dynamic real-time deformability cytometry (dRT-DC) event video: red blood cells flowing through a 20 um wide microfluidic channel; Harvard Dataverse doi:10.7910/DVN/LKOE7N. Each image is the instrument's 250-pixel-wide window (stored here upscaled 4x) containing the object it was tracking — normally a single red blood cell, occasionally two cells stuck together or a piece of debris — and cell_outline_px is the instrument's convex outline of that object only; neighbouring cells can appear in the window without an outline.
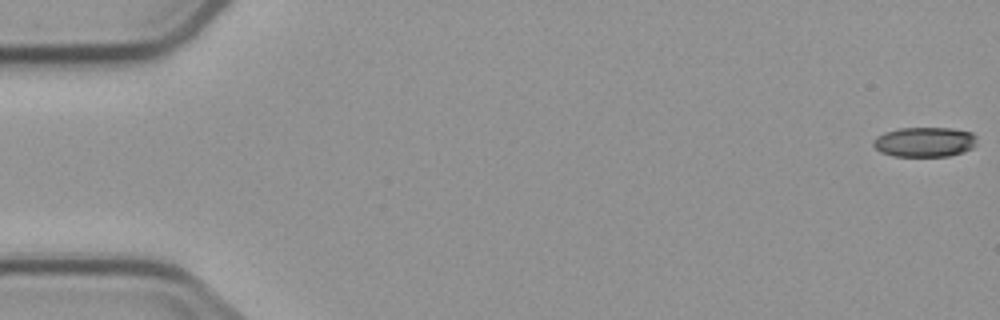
{"species": "common noctule bat (a hibernating species)", "species_latin": "Nyctalus noctula", "temperature_condition": "cold", "stored_images_in_passage": 3, "camera_frame_rate_fps": 3000, "um_per_image_px": 0.085, "animal": {"sex": "male", "body_mass_g": 23.1, "forearm_length_mm": 52.7}, "frame": {"image": 1, "passage_image": 1, "time_ms": 0.0, "image_size_px": [1000, 320], "cell_outline_px": [[976, 144], [972, 148], [964, 152], [948, 156], [892, 156], [880, 152], [872, 144], [872, 140], [876, 136], [884, 132], [900, 128], [952, 128], [972, 132], [976, 136]], "centroid_in_image_um": [78.58, 12.06], "position_along_channel_um": 6.4, "area_um2": 18.21}}